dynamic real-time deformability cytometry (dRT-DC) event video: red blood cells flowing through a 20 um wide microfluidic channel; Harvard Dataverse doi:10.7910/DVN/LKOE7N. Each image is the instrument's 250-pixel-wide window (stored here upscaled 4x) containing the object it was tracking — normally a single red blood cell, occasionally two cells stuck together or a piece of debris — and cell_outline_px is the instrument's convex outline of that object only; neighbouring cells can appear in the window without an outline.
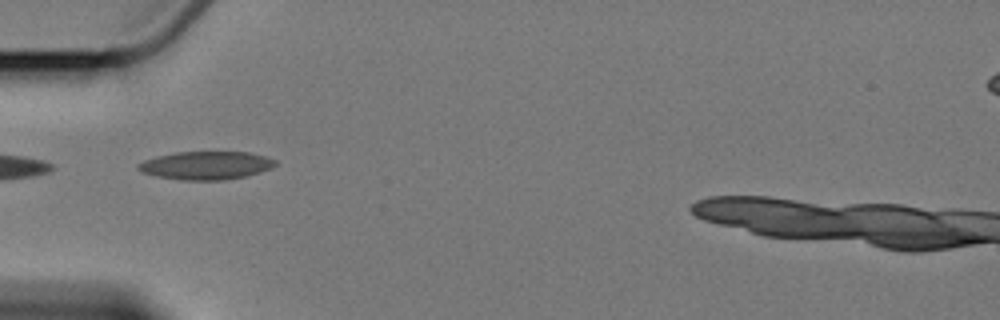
{"species": "Egyptian fruit bat (a non-hibernating species)", "species_latin": "Rousettus aegyptiacus", "temperature_condition": "cold", "stored_images_in_passage": 15, "camera_frame_rate_fps": 3000, "um_per_image_px": 0.085, "animal": {"sex": "female"}, "frame": {"image": 1, "passage_image": 5, "time_ms": 5.667, "image_size_px": [1000, 320], "cell_outline_px": [[276, 164], [272, 168], [260, 172], [244, 176], [224, 180], [180, 180], [156, 176], [140, 172], [136, 168], [136, 164], [144, 160], [156, 156], [176, 152], [248, 152], [264, 156], [276, 160]], "centroid_in_image_um": [17.47, 14.06], "position_along_channel_um": 67.5, "area_um2": 22.6}}
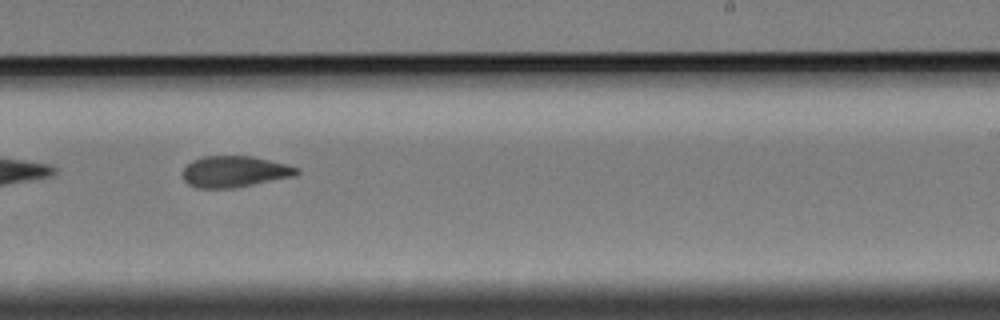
{"frame": {"image": 2, "passage_image": 10, "time_ms": 11.667, "image_size_px": [1000, 320], "cell_outline_px": [[300, 172], [296, 176], [236, 188], [196, 188], [188, 184], [184, 180], [184, 168], [192, 160], [204, 156], [252, 156], [300, 168]], "centroid_in_image_um": [19.96, 14.6], "position_along_channel_um": 269.0, "area_um2": 20.81}}
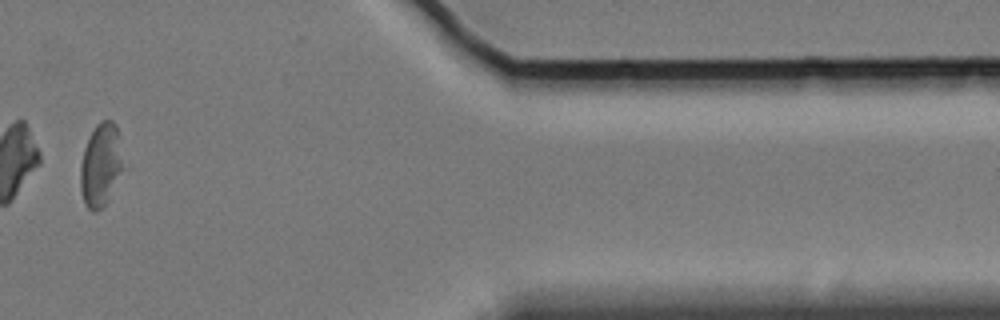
{"frame": {"image": 3, "passage_image": 14, "time_ms": 16.667, "image_size_px": [1000, 320], "cell_outline_px": [[128, 168], [108, 200], [96, 212], [92, 212], [84, 204], [80, 188], [80, 164], [84, 148], [96, 124], [100, 120], [112, 120], [116, 124], [120, 136]], "centroid_in_image_um": [8.65, 14.02], "position_along_channel_um": 402.7, "area_um2": 21.96}, "authors_computed_cell_mechanics": {"area_um2": 21.7328, "velocity_mm_per_s": 3.3779, "shape_relaxation_time_tau1_ms": 8.4522, "shape_relaxation_time_tau2_ms": 3.2667, "deformation_change_tau1": 0.1465, "deformation_change_tau2": 0.0814}}